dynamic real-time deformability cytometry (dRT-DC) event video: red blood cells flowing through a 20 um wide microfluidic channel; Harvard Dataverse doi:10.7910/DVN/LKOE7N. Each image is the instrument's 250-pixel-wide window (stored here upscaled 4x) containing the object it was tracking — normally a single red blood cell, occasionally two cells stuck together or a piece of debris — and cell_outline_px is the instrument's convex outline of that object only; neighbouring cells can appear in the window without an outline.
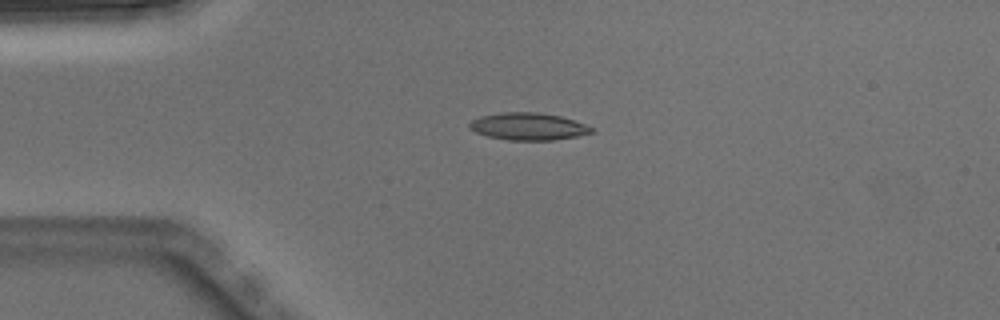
{"species": "Egyptian fruit bat (a non-hibernating species)", "species_latin": "Rousettus aegyptiacus", "temperature_condition": "warm", "stored_images_in_passage": 3, "camera_frame_rate_fps": 3000, "um_per_image_px": 0.085, "animal": {"sex": "male"}, "frame": {"image": 1, "passage_image": 3, "time_ms": 0.667, "image_size_px": [1000, 320], "cell_outline_px": [[596, 132], [576, 136], [552, 140], [508, 140], [488, 136], [476, 132], [468, 128], [468, 124], [472, 120], [480, 116], [500, 112], [536, 112], [560, 116], [584, 124], [592, 128]], "centroid_in_image_um": [44.87, 10.74], "position_along_channel_um": 40.1, "area_um2": 19.31}}